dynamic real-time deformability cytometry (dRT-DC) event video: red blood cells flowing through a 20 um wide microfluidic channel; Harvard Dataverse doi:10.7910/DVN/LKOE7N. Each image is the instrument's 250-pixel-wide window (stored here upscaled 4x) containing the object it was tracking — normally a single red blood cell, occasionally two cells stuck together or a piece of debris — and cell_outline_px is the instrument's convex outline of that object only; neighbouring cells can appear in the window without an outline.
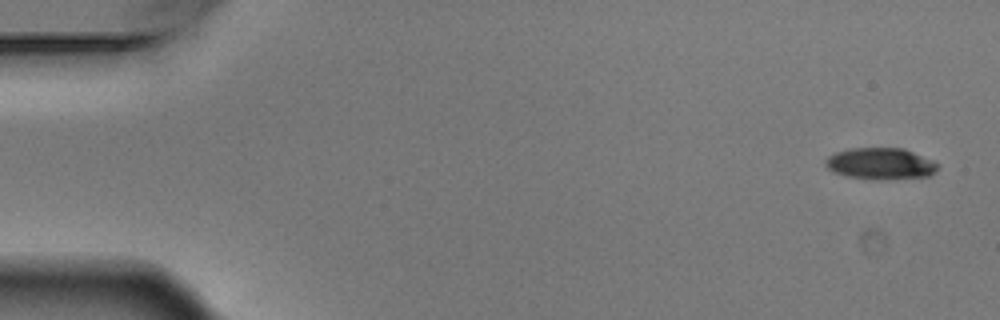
{"species": "Egyptian fruit bat (a non-hibernating species)", "species_latin": "Rousettus aegyptiacus", "temperature_condition": "warm", "stored_images_in_passage": 4, "camera_frame_rate_fps": 3000, "um_per_image_px": 0.085, "animal": {"sex": "male"}, "frame": {"image": 1, "passage_image": 1, "time_ms": 0.0, "image_size_px": [1000, 320], "cell_outline_px": [[936, 172], [928, 176], [888, 180], [872, 180], [844, 176], [832, 172], [824, 164], [824, 160], [828, 156], [836, 152], [848, 148], [904, 148], [936, 164]], "centroid_in_image_um": [74.75, 13.93], "position_along_channel_um": 10.3, "area_um2": 20.69}}